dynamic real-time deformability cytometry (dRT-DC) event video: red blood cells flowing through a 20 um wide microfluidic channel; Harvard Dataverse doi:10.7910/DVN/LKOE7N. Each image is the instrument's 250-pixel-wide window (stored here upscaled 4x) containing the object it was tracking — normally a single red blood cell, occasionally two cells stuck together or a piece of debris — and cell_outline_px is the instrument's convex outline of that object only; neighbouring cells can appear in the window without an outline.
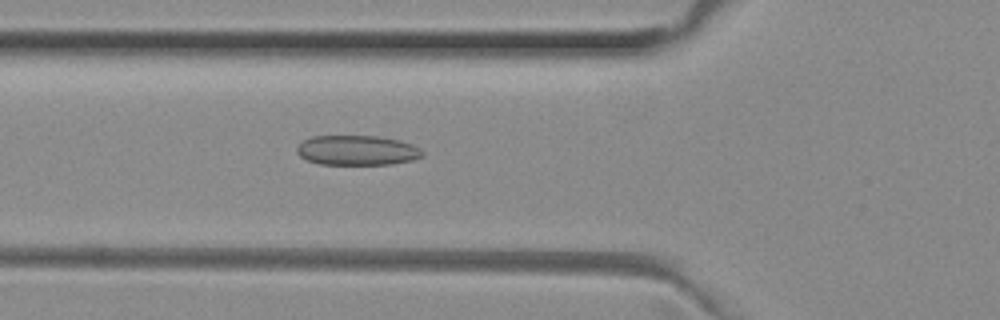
{"species": "common noctule bat (a hibernating species)", "species_latin": "Nyctalus noctula", "temperature_condition": "room temperature", "stored_images_in_passage": 50, "camera_frame_rate_fps": 3000, "um_per_image_px": 0.085, "animal": {"sex": "female", "body_mass_g": 29.2, "forearm_length_mm": 56.3}, "frame": {"image": 1, "passage_image": 17, "time_ms": 5.333, "image_size_px": [1000, 320], "cell_outline_px": [[424, 156], [412, 160], [392, 164], [320, 164], [308, 160], [300, 156], [296, 152], [296, 148], [304, 140], [312, 136], [376, 136], [400, 140], [412, 144], [420, 148], [424, 152]], "centroid_in_image_um": [30.38, 12.77], "position_along_channel_um": 95.4, "area_um2": 21.85}}
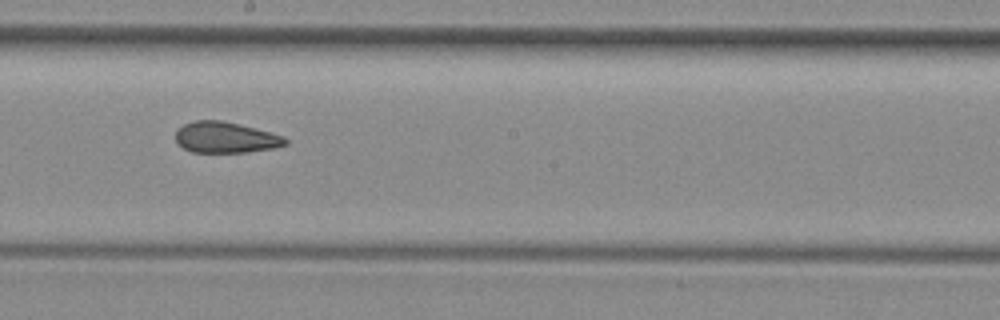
{"frame": {"image": 2, "passage_image": 27, "time_ms": 8.667, "image_size_px": [1000, 320], "cell_outline_px": [[288, 144], [272, 148], [248, 152], [192, 152], [184, 148], [176, 140], [176, 128], [184, 124], [196, 120], [220, 120], [256, 128], [284, 136], [288, 140]], "centroid_in_image_um": [19.18, 11.68], "position_along_channel_um": 229.0, "area_um2": 19.77}}
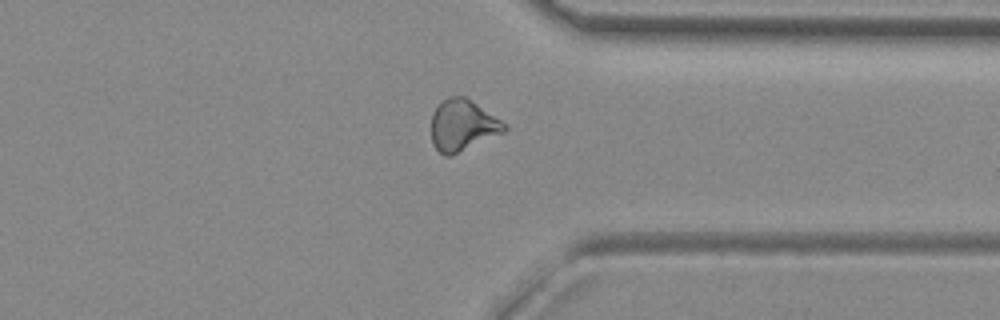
{"frame": {"image": 3, "passage_image": 38, "time_ms": 12.333, "image_size_px": [1000, 320], "cell_outline_px": [[508, 128], [504, 132], [452, 156], [444, 156], [432, 144], [432, 112], [436, 104], [440, 100], [448, 96], [464, 96], [508, 124]], "centroid_in_image_um": [39.31, 10.64], "position_along_channel_um": 372.1, "area_um2": 22.08}, "authors_computed_cell_mechanics": {"area_um2": 21.7328, "velocity_mm_per_s": 3.9919, "shape_relaxation_time_tau1_ms": null, "shape_relaxation_time_tau2_ms": 2.2965, "deformation_change_tau1": null, "deformation_change_tau2": 0.0864}}